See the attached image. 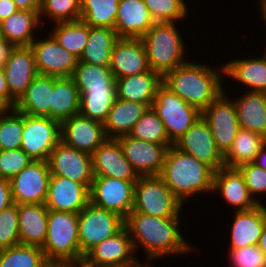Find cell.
Returning a JSON list of instances; mask_svg holds the SVG:
<instances>
[{
  "instance_id": "cell-1",
  "label": "cell",
  "mask_w": 266,
  "mask_h": 267,
  "mask_svg": "<svg viewBox=\"0 0 266 267\" xmlns=\"http://www.w3.org/2000/svg\"><path fill=\"white\" fill-rule=\"evenodd\" d=\"M180 218H160L132 211L125 218V227L132 239L136 251L142 247L147 258L145 261L150 265L160 258L169 257L175 254H189L190 251H197L186 241L181 233Z\"/></svg>"
},
{
  "instance_id": "cell-2",
  "label": "cell",
  "mask_w": 266,
  "mask_h": 267,
  "mask_svg": "<svg viewBox=\"0 0 266 267\" xmlns=\"http://www.w3.org/2000/svg\"><path fill=\"white\" fill-rule=\"evenodd\" d=\"M206 64L188 61L166 72L162 84L189 105L203 112L225 89L222 77L224 66L211 68Z\"/></svg>"
},
{
  "instance_id": "cell-3",
  "label": "cell",
  "mask_w": 266,
  "mask_h": 267,
  "mask_svg": "<svg viewBox=\"0 0 266 267\" xmlns=\"http://www.w3.org/2000/svg\"><path fill=\"white\" fill-rule=\"evenodd\" d=\"M215 171L174 146L167 149L159 177L184 204L200 193H212Z\"/></svg>"
},
{
  "instance_id": "cell-4",
  "label": "cell",
  "mask_w": 266,
  "mask_h": 267,
  "mask_svg": "<svg viewBox=\"0 0 266 267\" xmlns=\"http://www.w3.org/2000/svg\"><path fill=\"white\" fill-rule=\"evenodd\" d=\"M175 23L156 22L141 37L150 69L161 76L189 61L184 56L186 47Z\"/></svg>"
},
{
  "instance_id": "cell-5",
  "label": "cell",
  "mask_w": 266,
  "mask_h": 267,
  "mask_svg": "<svg viewBox=\"0 0 266 267\" xmlns=\"http://www.w3.org/2000/svg\"><path fill=\"white\" fill-rule=\"evenodd\" d=\"M41 249L47 261L81 264L78 214L49 210L47 235Z\"/></svg>"
},
{
  "instance_id": "cell-6",
  "label": "cell",
  "mask_w": 266,
  "mask_h": 267,
  "mask_svg": "<svg viewBox=\"0 0 266 267\" xmlns=\"http://www.w3.org/2000/svg\"><path fill=\"white\" fill-rule=\"evenodd\" d=\"M183 205L159 176L139 177L135 183L132 211L160 218H180Z\"/></svg>"
},
{
  "instance_id": "cell-7",
  "label": "cell",
  "mask_w": 266,
  "mask_h": 267,
  "mask_svg": "<svg viewBox=\"0 0 266 267\" xmlns=\"http://www.w3.org/2000/svg\"><path fill=\"white\" fill-rule=\"evenodd\" d=\"M163 122L169 141L174 144L202 116L196 107L189 105L177 94L161 84L151 106Z\"/></svg>"
},
{
  "instance_id": "cell-8",
  "label": "cell",
  "mask_w": 266,
  "mask_h": 267,
  "mask_svg": "<svg viewBox=\"0 0 266 267\" xmlns=\"http://www.w3.org/2000/svg\"><path fill=\"white\" fill-rule=\"evenodd\" d=\"M125 226V219L91 202L78 214V233L81 255L103 240L115 235Z\"/></svg>"
},
{
  "instance_id": "cell-9",
  "label": "cell",
  "mask_w": 266,
  "mask_h": 267,
  "mask_svg": "<svg viewBox=\"0 0 266 267\" xmlns=\"http://www.w3.org/2000/svg\"><path fill=\"white\" fill-rule=\"evenodd\" d=\"M128 230L124 226L115 235L103 240L83 257L86 267H140Z\"/></svg>"
},
{
  "instance_id": "cell-10",
  "label": "cell",
  "mask_w": 266,
  "mask_h": 267,
  "mask_svg": "<svg viewBox=\"0 0 266 267\" xmlns=\"http://www.w3.org/2000/svg\"><path fill=\"white\" fill-rule=\"evenodd\" d=\"M136 182L137 180L94 176L90 188V202L125 219L133 210Z\"/></svg>"
},
{
  "instance_id": "cell-11",
  "label": "cell",
  "mask_w": 266,
  "mask_h": 267,
  "mask_svg": "<svg viewBox=\"0 0 266 267\" xmlns=\"http://www.w3.org/2000/svg\"><path fill=\"white\" fill-rule=\"evenodd\" d=\"M60 142V122L24 114L21 149L35 161H47Z\"/></svg>"
},
{
  "instance_id": "cell-12",
  "label": "cell",
  "mask_w": 266,
  "mask_h": 267,
  "mask_svg": "<svg viewBox=\"0 0 266 267\" xmlns=\"http://www.w3.org/2000/svg\"><path fill=\"white\" fill-rule=\"evenodd\" d=\"M224 90L203 112L217 149L224 155L240 129L233 99Z\"/></svg>"
},
{
  "instance_id": "cell-13",
  "label": "cell",
  "mask_w": 266,
  "mask_h": 267,
  "mask_svg": "<svg viewBox=\"0 0 266 267\" xmlns=\"http://www.w3.org/2000/svg\"><path fill=\"white\" fill-rule=\"evenodd\" d=\"M51 175L69 178L91 188L94 179L92 155L59 142L47 160Z\"/></svg>"
},
{
  "instance_id": "cell-14",
  "label": "cell",
  "mask_w": 266,
  "mask_h": 267,
  "mask_svg": "<svg viewBox=\"0 0 266 267\" xmlns=\"http://www.w3.org/2000/svg\"><path fill=\"white\" fill-rule=\"evenodd\" d=\"M51 173L47 161L33 160L9 181L13 202L19 204H44Z\"/></svg>"
},
{
  "instance_id": "cell-15",
  "label": "cell",
  "mask_w": 266,
  "mask_h": 267,
  "mask_svg": "<svg viewBox=\"0 0 266 267\" xmlns=\"http://www.w3.org/2000/svg\"><path fill=\"white\" fill-rule=\"evenodd\" d=\"M41 38L39 36L30 44L38 74L57 78L72 77L79 58L60 46L51 34L48 38Z\"/></svg>"
},
{
  "instance_id": "cell-16",
  "label": "cell",
  "mask_w": 266,
  "mask_h": 267,
  "mask_svg": "<svg viewBox=\"0 0 266 267\" xmlns=\"http://www.w3.org/2000/svg\"><path fill=\"white\" fill-rule=\"evenodd\" d=\"M173 146L210 166L215 172L225 167L223 155L217 149L209 124L202 116Z\"/></svg>"
},
{
  "instance_id": "cell-17",
  "label": "cell",
  "mask_w": 266,
  "mask_h": 267,
  "mask_svg": "<svg viewBox=\"0 0 266 267\" xmlns=\"http://www.w3.org/2000/svg\"><path fill=\"white\" fill-rule=\"evenodd\" d=\"M124 157L139 177L159 176L167 149L173 145L155 144L138 140L129 135L117 138Z\"/></svg>"
},
{
  "instance_id": "cell-18",
  "label": "cell",
  "mask_w": 266,
  "mask_h": 267,
  "mask_svg": "<svg viewBox=\"0 0 266 267\" xmlns=\"http://www.w3.org/2000/svg\"><path fill=\"white\" fill-rule=\"evenodd\" d=\"M106 139L104 124L80 113L60 123V141L90 155Z\"/></svg>"
},
{
  "instance_id": "cell-19",
  "label": "cell",
  "mask_w": 266,
  "mask_h": 267,
  "mask_svg": "<svg viewBox=\"0 0 266 267\" xmlns=\"http://www.w3.org/2000/svg\"><path fill=\"white\" fill-rule=\"evenodd\" d=\"M90 203V189L69 178L51 175L44 205L48 210L79 214Z\"/></svg>"
},
{
  "instance_id": "cell-20",
  "label": "cell",
  "mask_w": 266,
  "mask_h": 267,
  "mask_svg": "<svg viewBox=\"0 0 266 267\" xmlns=\"http://www.w3.org/2000/svg\"><path fill=\"white\" fill-rule=\"evenodd\" d=\"M109 68L115 79L149 71L147 53L141 38H118L112 48Z\"/></svg>"
},
{
  "instance_id": "cell-21",
  "label": "cell",
  "mask_w": 266,
  "mask_h": 267,
  "mask_svg": "<svg viewBox=\"0 0 266 267\" xmlns=\"http://www.w3.org/2000/svg\"><path fill=\"white\" fill-rule=\"evenodd\" d=\"M94 176L138 180L139 176L124 157L118 139L107 138L92 154Z\"/></svg>"
},
{
  "instance_id": "cell-22",
  "label": "cell",
  "mask_w": 266,
  "mask_h": 267,
  "mask_svg": "<svg viewBox=\"0 0 266 267\" xmlns=\"http://www.w3.org/2000/svg\"><path fill=\"white\" fill-rule=\"evenodd\" d=\"M10 95L18 101L38 75L30 46H15L3 66Z\"/></svg>"
},
{
  "instance_id": "cell-23",
  "label": "cell",
  "mask_w": 266,
  "mask_h": 267,
  "mask_svg": "<svg viewBox=\"0 0 266 267\" xmlns=\"http://www.w3.org/2000/svg\"><path fill=\"white\" fill-rule=\"evenodd\" d=\"M219 192L235 211H245L259 205L250 195L245 178L238 168L223 167L215 172L212 193Z\"/></svg>"
},
{
  "instance_id": "cell-24",
  "label": "cell",
  "mask_w": 266,
  "mask_h": 267,
  "mask_svg": "<svg viewBox=\"0 0 266 267\" xmlns=\"http://www.w3.org/2000/svg\"><path fill=\"white\" fill-rule=\"evenodd\" d=\"M155 23L144 0H119L114 26L118 38H141Z\"/></svg>"
},
{
  "instance_id": "cell-25",
  "label": "cell",
  "mask_w": 266,
  "mask_h": 267,
  "mask_svg": "<svg viewBox=\"0 0 266 267\" xmlns=\"http://www.w3.org/2000/svg\"><path fill=\"white\" fill-rule=\"evenodd\" d=\"M230 227L229 250L258 245L266 219V206L263 203L253 209L235 211Z\"/></svg>"
},
{
  "instance_id": "cell-26",
  "label": "cell",
  "mask_w": 266,
  "mask_h": 267,
  "mask_svg": "<svg viewBox=\"0 0 266 267\" xmlns=\"http://www.w3.org/2000/svg\"><path fill=\"white\" fill-rule=\"evenodd\" d=\"M19 242L21 245L42 247L48 225V208L44 204H19Z\"/></svg>"
},
{
  "instance_id": "cell-27",
  "label": "cell",
  "mask_w": 266,
  "mask_h": 267,
  "mask_svg": "<svg viewBox=\"0 0 266 267\" xmlns=\"http://www.w3.org/2000/svg\"><path fill=\"white\" fill-rule=\"evenodd\" d=\"M116 98L152 106L162 76L153 70L145 73L115 79Z\"/></svg>"
},
{
  "instance_id": "cell-28",
  "label": "cell",
  "mask_w": 266,
  "mask_h": 267,
  "mask_svg": "<svg viewBox=\"0 0 266 267\" xmlns=\"http://www.w3.org/2000/svg\"><path fill=\"white\" fill-rule=\"evenodd\" d=\"M230 60L223 65V75L245 85L248 91L266 92V51L259 58Z\"/></svg>"
},
{
  "instance_id": "cell-29",
  "label": "cell",
  "mask_w": 266,
  "mask_h": 267,
  "mask_svg": "<svg viewBox=\"0 0 266 267\" xmlns=\"http://www.w3.org/2000/svg\"><path fill=\"white\" fill-rule=\"evenodd\" d=\"M150 107L149 104L116 98L107 120L103 123L107 138L117 139L120 136L128 135L135 123Z\"/></svg>"
},
{
  "instance_id": "cell-30",
  "label": "cell",
  "mask_w": 266,
  "mask_h": 267,
  "mask_svg": "<svg viewBox=\"0 0 266 267\" xmlns=\"http://www.w3.org/2000/svg\"><path fill=\"white\" fill-rule=\"evenodd\" d=\"M238 99H233L239 127L258 133L266 138L265 92L248 91Z\"/></svg>"
},
{
  "instance_id": "cell-31",
  "label": "cell",
  "mask_w": 266,
  "mask_h": 267,
  "mask_svg": "<svg viewBox=\"0 0 266 267\" xmlns=\"http://www.w3.org/2000/svg\"><path fill=\"white\" fill-rule=\"evenodd\" d=\"M53 77L37 75L17 101L15 109L22 114L50 118Z\"/></svg>"
},
{
  "instance_id": "cell-32",
  "label": "cell",
  "mask_w": 266,
  "mask_h": 267,
  "mask_svg": "<svg viewBox=\"0 0 266 267\" xmlns=\"http://www.w3.org/2000/svg\"><path fill=\"white\" fill-rule=\"evenodd\" d=\"M39 10H20L1 22L2 38L15 46H30L41 28Z\"/></svg>"
},
{
  "instance_id": "cell-33",
  "label": "cell",
  "mask_w": 266,
  "mask_h": 267,
  "mask_svg": "<svg viewBox=\"0 0 266 267\" xmlns=\"http://www.w3.org/2000/svg\"><path fill=\"white\" fill-rule=\"evenodd\" d=\"M80 109V93L72 77H53L50 119L62 122Z\"/></svg>"
},
{
  "instance_id": "cell-34",
  "label": "cell",
  "mask_w": 266,
  "mask_h": 267,
  "mask_svg": "<svg viewBox=\"0 0 266 267\" xmlns=\"http://www.w3.org/2000/svg\"><path fill=\"white\" fill-rule=\"evenodd\" d=\"M266 138L258 133L240 128L229 150L223 155L225 167L239 168L253 163Z\"/></svg>"
},
{
  "instance_id": "cell-35",
  "label": "cell",
  "mask_w": 266,
  "mask_h": 267,
  "mask_svg": "<svg viewBox=\"0 0 266 267\" xmlns=\"http://www.w3.org/2000/svg\"><path fill=\"white\" fill-rule=\"evenodd\" d=\"M117 39L118 36L112 28L89 26V37L79 61L110 66L112 48Z\"/></svg>"
},
{
  "instance_id": "cell-36",
  "label": "cell",
  "mask_w": 266,
  "mask_h": 267,
  "mask_svg": "<svg viewBox=\"0 0 266 267\" xmlns=\"http://www.w3.org/2000/svg\"><path fill=\"white\" fill-rule=\"evenodd\" d=\"M72 79L80 95L89 89H116L115 78L109 66H98L78 61Z\"/></svg>"
},
{
  "instance_id": "cell-37",
  "label": "cell",
  "mask_w": 266,
  "mask_h": 267,
  "mask_svg": "<svg viewBox=\"0 0 266 267\" xmlns=\"http://www.w3.org/2000/svg\"><path fill=\"white\" fill-rule=\"evenodd\" d=\"M53 27L52 32L50 31L49 33L58 44L80 58L89 37V25L79 19L54 23Z\"/></svg>"
},
{
  "instance_id": "cell-38",
  "label": "cell",
  "mask_w": 266,
  "mask_h": 267,
  "mask_svg": "<svg viewBox=\"0 0 266 267\" xmlns=\"http://www.w3.org/2000/svg\"><path fill=\"white\" fill-rule=\"evenodd\" d=\"M119 0H80L81 18L90 27L114 29Z\"/></svg>"
},
{
  "instance_id": "cell-39",
  "label": "cell",
  "mask_w": 266,
  "mask_h": 267,
  "mask_svg": "<svg viewBox=\"0 0 266 267\" xmlns=\"http://www.w3.org/2000/svg\"><path fill=\"white\" fill-rule=\"evenodd\" d=\"M116 99V89L87 90L80 95L79 113L104 123Z\"/></svg>"
},
{
  "instance_id": "cell-40",
  "label": "cell",
  "mask_w": 266,
  "mask_h": 267,
  "mask_svg": "<svg viewBox=\"0 0 266 267\" xmlns=\"http://www.w3.org/2000/svg\"><path fill=\"white\" fill-rule=\"evenodd\" d=\"M46 263L41 247L19 244L0 250V267H43Z\"/></svg>"
},
{
  "instance_id": "cell-41",
  "label": "cell",
  "mask_w": 266,
  "mask_h": 267,
  "mask_svg": "<svg viewBox=\"0 0 266 267\" xmlns=\"http://www.w3.org/2000/svg\"><path fill=\"white\" fill-rule=\"evenodd\" d=\"M128 135L146 142L173 145L169 141L163 122L152 107L135 123Z\"/></svg>"
},
{
  "instance_id": "cell-42",
  "label": "cell",
  "mask_w": 266,
  "mask_h": 267,
  "mask_svg": "<svg viewBox=\"0 0 266 267\" xmlns=\"http://www.w3.org/2000/svg\"><path fill=\"white\" fill-rule=\"evenodd\" d=\"M24 130V114L7 108L0 114V150L20 149Z\"/></svg>"
},
{
  "instance_id": "cell-43",
  "label": "cell",
  "mask_w": 266,
  "mask_h": 267,
  "mask_svg": "<svg viewBox=\"0 0 266 267\" xmlns=\"http://www.w3.org/2000/svg\"><path fill=\"white\" fill-rule=\"evenodd\" d=\"M39 16L43 25L45 16L46 19H52L53 23L79 20L81 18L80 0H41Z\"/></svg>"
},
{
  "instance_id": "cell-44",
  "label": "cell",
  "mask_w": 266,
  "mask_h": 267,
  "mask_svg": "<svg viewBox=\"0 0 266 267\" xmlns=\"http://www.w3.org/2000/svg\"><path fill=\"white\" fill-rule=\"evenodd\" d=\"M155 22H178L187 17L184 0H144Z\"/></svg>"
},
{
  "instance_id": "cell-45",
  "label": "cell",
  "mask_w": 266,
  "mask_h": 267,
  "mask_svg": "<svg viewBox=\"0 0 266 267\" xmlns=\"http://www.w3.org/2000/svg\"><path fill=\"white\" fill-rule=\"evenodd\" d=\"M19 244L18 208L13 203L0 211V250Z\"/></svg>"
},
{
  "instance_id": "cell-46",
  "label": "cell",
  "mask_w": 266,
  "mask_h": 267,
  "mask_svg": "<svg viewBox=\"0 0 266 267\" xmlns=\"http://www.w3.org/2000/svg\"><path fill=\"white\" fill-rule=\"evenodd\" d=\"M33 159L21 148L0 150V178L10 180L27 167Z\"/></svg>"
},
{
  "instance_id": "cell-47",
  "label": "cell",
  "mask_w": 266,
  "mask_h": 267,
  "mask_svg": "<svg viewBox=\"0 0 266 267\" xmlns=\"http://www.w3.org/2000/svg\"><path fill=\"white\" fill-rule=\"evenodd\" d=\"M231 267H266V255L258 245L229 250Z\"/></svg>"
},
{
  "instance_id": "cell-48",
  "label": "cell",
  "mask_w": 266,
  "mask_h": 267,
  "mask_svg": "<svg viewBox=\"0 0 266 267\" xmlns=\"http://www.w3.org/2000/svg\"><path fill=\"white\" fill-rule=\"evenodd\" d=\"M240 172L243 174L246 182L247 189L250 195L261 204V198H258V194L261 196L266 193V170L258 167L254 163H248L241 165L239 168Z\"/></svg>"
},
{
  "instance_id": "cell-49",
  "label": "cell",
  "mask_w": 266,
  "mask_h": 267,
  "mask_svg": "<svg viewBox=\"0 0 266 267\" xmlns=\"http://www.w3.org/2000/svg\"><path fill=\"white\" fill-rule=\"evenodd\" d=\"M0 101L7 108H15L17 103V101L10 95L3 68H0Z\"/></svg>"
},
{
  "instance_id": "cell-50",
  "label": "cell",
  "mask_w": 266,
  "mask_h": 267,
  "mask_svg": "<svg viewBox=\"0 0 266 267\" xmlns=\"http://www.w3.org/2000/svg\"><path fill=\"white\" fill-rule=\"evenodd\" d=\"M11 184L8 179L0 178V211L12 205Z\"/></svg>"
},
{
  "instance_id": "cell-51",
  "label": "cell",
  "mask_w": 266,
  "mask_h": 267,
  "mask_svg": "<svg viewBox=\"0 0 266 267\" xmlns=\"http://www.w3.org/2000/svg\"><path fill=\"white\" fill-rule=\"evenodd\" d=\"M18 8L13 0H0V21L14 14Z\"/></svg>"
},
{
  "instance_id": "cell-52",
  "label": "cell",
  "mask_w": 266,
  "mask_h": 267,
  "mask_svg": "<svg viewBox=\"0 0 266 267\" xmlns=\"http://www.w3.org/2000/svg\"><path fill=\"white\" fill-rule=\"evenodd\" d=\"M15 45L5 39H0V68H3Z\"/></svg>"
},
{
  "instance_id": "cell-53",
  "label": "cell",
  "mask_w": 266,
  "mask_h": 267,
  "mask_svg": "<svg viewBox=\"0 0 266 267\" xmlns=\"http://www.w3.org/2000/svg\"><path fill=\"white\" fill-rule=\"evenodd\" d=\"M20 10H40L41 0H13Z\"/></svg>"
},
{
  "instance_id": "cell-54",
  "label": "cell",
  "mask_w": 266,
  "mask_h": 267,
  "mask_svg": "<svg viewBox=\"0 0 266 267\" xmlns=\"http://www.w3.org/2000/svg\"><path fill=\"white\" fill-rule=\"evenodd\" d=\"M253 163L266 170V143L257 154Z\"/></svg>"
},
{
  "instance_id": "cell-55",
  "label": "cell",
  "mask_w": 266,
  "mask_h": 267,
  "mask_svg": "<svg viewBox=\"0 0 266 267\" xmlns=\"http://www.w3.org/2000/svg\"><path fill=\"white\" fill-rule=\"evenodd\" d=\"M78 265L72 262L47 261L43 267H78Z\"/></svg>"
},
{
  "instance_id": "cell-56",
  "label": "cell",
  "mask_w": 266,
  "mask_h": 267,
  "mask_svg": "<svg viewBox=\"0 0 266 267\" xmlns=\"http://www.w3.org/2000/svg\"><path fill=\"white\" fill-rule=\"evenodd\" d=\"M258 247L266 255V219H265L263 231H262L259 243H258Z\"/></svg>"
},
{
  "instance_id": "cell-57",
  "label": "cell",
  "mask_w": 266,
  "mask_h": 267,
  "mask_svg": "<svg viewBox=\"0 0 266 267\" xmlns=\"http://www.w3.org/2000/svg\"><path fill=\"white\" fill-rule=\"evenodd\" d=\"M260 2V16H262V20L266 23V0H259ZM266 25V24H265Z\"/></svg>"
},
{
  "instance_id": "cell-58",
  "label": "cell",
  "mask_w": 266,
  "mask_h": 267,
  "mask_svg": "<svg viewBox=\"0 0 266 267\" xmlns=\"http://www.w3.org/2000/svg\"><path fill=\"white\" fill-rule=\"evenodd\" d=\"M6 109L7 107L0 101V114H2Z\"/></svg>"
},
{
  "instance_id": "cell-59",
  "label": "cell",
  "mask_w": 266,
  "mask_h": 267,
  "mask_svg": "<svg viewBox=\"0 0 266 267\" xmlns=\"http://www.w3.org/2000/svg\"><path fill=\"white\" fill-rule=\"evenodd\" d=\"M140 267H153V266L147 265V264L144 262Z\"/></svg>"
},
{
  "instance_id": "cell-60",
  "label": "cell",
  "mask_w": 266,
  "mask_h": 267,
  "mask_svg": "<svg viewBox=\"0 0 266 267\" xmlns=\"http://www.w3.org/2000/svg\"><path fill=\"white\" fill-rule=\"evenodd\" d=\"M0 39H2V27H1V21H0Z\"/></svg>"
},
{
  "instance_id": "cell-61",
  "label": "cell",
  "mask_w": 266,
  "mask_h": 267,
  "mask_svg": "<svg viewBox=\"0 0 266 267\" xmlns=\"http://www.w3.org/2000/svg\"><path fill=\"white\" fill-rule=\"evenodd\" d=\"M78 267H86V266H84V265H82V264H79Z\"/></svg>"
}]
</instances>
